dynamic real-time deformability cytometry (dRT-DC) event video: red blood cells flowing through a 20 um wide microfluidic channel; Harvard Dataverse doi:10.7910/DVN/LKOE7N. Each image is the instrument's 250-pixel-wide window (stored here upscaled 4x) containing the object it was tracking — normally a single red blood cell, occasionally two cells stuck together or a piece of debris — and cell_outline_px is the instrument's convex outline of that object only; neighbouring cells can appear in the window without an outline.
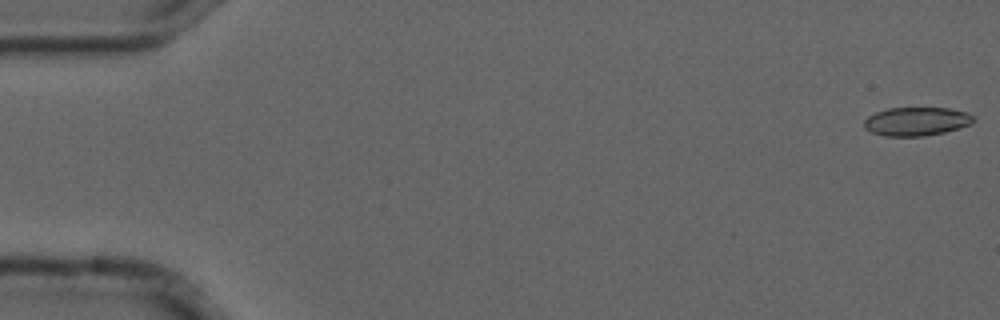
{"species": "common noctule bat (a hibernating species)", "species_latin": "Nyctalus noctula", "temperature_condition": "cold", "stored_images_in_passage": 12, "camera_frame_rate_fps": 3000, "um_per_image_px": 0.085, "animal": {"sex": "male", "forearm_length_mm": 52.5}, "frame": {"image": 1, "passage_image": 1, "time_ms": 0.0, "image_size_px": [1000, 320], "cell_outline_px": [[972, 124], [944, 132], [924, 136], [884, 136], [872, 132], [864, 128], [864, 120], [868, 116], [876, 112], [888, 108], [948, 108], [968, 112], [972, 116]], "centroid_in_image_um": [77.87, 10.32], "position_along_channel_um": 7.1, "area_um2": 18.15}}
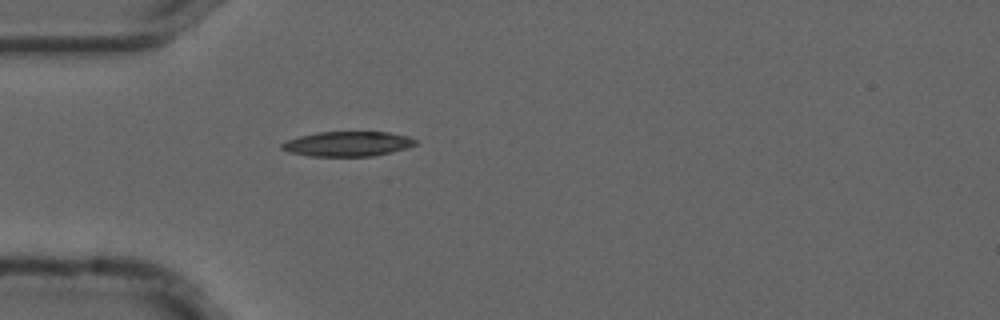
{"frame": {"image": 2, "passage_image": 12, "time_ms": 3.667, "image_size_px": [1000, 320], "cell_outline_px": [[416, 144], [408, 148], [392, 152], [372, 156], [308, 156], [288, 152], [280, 148], [280, 144], [288, 140], [300, 136], [316, 132], [388, 132], [408, 136], [416, 140]], "centroid_in_image_um": [29.54, 12.23], "position_along_channel_um": 55.5, "area_um2": 19.42}}